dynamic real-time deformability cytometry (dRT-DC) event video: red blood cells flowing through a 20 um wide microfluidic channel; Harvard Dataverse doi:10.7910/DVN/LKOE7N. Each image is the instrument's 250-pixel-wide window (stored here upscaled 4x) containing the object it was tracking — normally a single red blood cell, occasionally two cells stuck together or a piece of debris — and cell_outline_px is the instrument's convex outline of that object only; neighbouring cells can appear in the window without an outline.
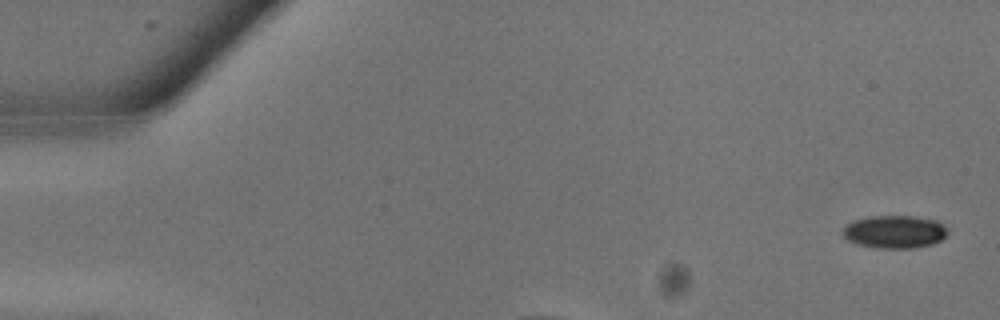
{"species": "common noctule bat (a hibernating species)", "species_latin": "Nyctalus noctula", "temperature_condition": "warm", "stored_images_in_passage": 10, "camera_frame_rate_fps": 3000, "um_per_image_px": 0.085, "animal": {"sex": "male", "body_mass_g": 13.3}, "frame": {"image": 1, "passage_image": 1, "time_ms": 0.0, "image_size_px": [1000, 320], "cell_outline_px": [[948, 232], [940, 240], [932, 244], [916, 248], [876, 248], [856, 244], [848, 240], [840, 232], [852, 220], [868, 216], [912, 216], [936, 220], [944, 224]], "centroid_in_image_um": [76.02, 19.7], "position_along_channel_um": 9.0, "area_um2": 20.23}}
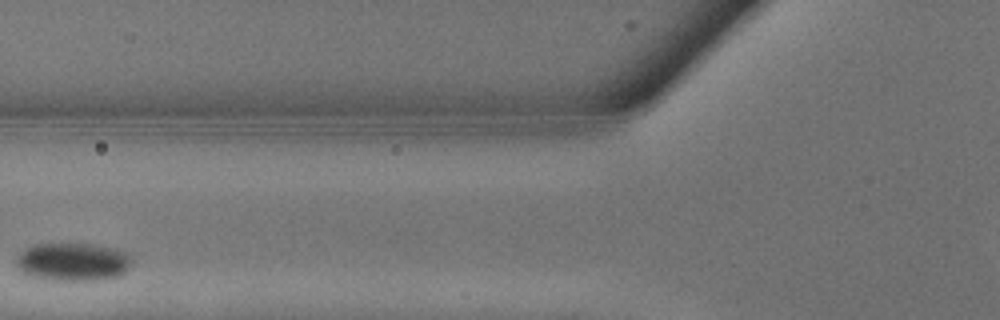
{"frame": {"image": 2, "passage_image": 6, "time_ms": 1.667, "image_size_px": [1000, 320], "cell_outline_px": [[132, 260], [128, 268], [120, 276], [100, 280], [52, 280], [32, 276], [20, 272], [16, 268], [16, 256], [20, 252], [36, 244], [48, 240], [92, 244], [116, 248], [124, 252]], "centroid_in_image_um": [6.14, 22.21], "position_along_channel_um": 119.7, "area_um2": 26.53}}
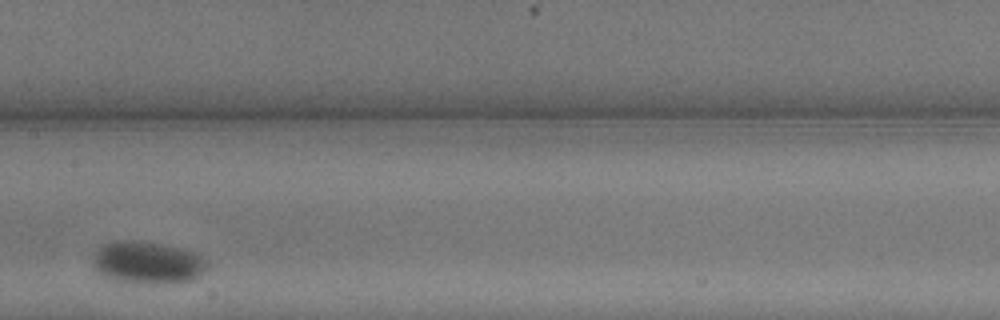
{"frame": {"image": 3, "passage_image": 9, "time_ms": 2.667, "image_size_px": [1000, 320], "cell_outline_px": [[208, 268], [196, 280], [156, 284], [152, 284], [116, 280], [104, 276], [96, 272], [92, 264], [92, 260], [96, 252], [104, 244], [120, 240], [140, 240], [180, 248], [192, 252], [200, 256], [208, 264]], "centroid_in_image_um": [12.54, 22.33], "position_along_channel_um": 194.9, "area_um2": 28.21}}